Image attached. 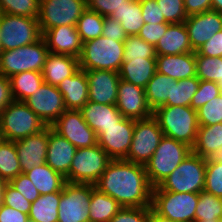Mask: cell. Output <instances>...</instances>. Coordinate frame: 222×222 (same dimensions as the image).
<instances>
[{
  "instance_id": "1",
  "label": "cell",
  "mask_w": 222,
  "mask_h": 222,
  "mask_svg": "<svg viewBox=\"0 0 222 222\" xmlns=\"http://www.w3.org/2000/svg\"><path fill=\"white\" fill-rule=\"evenodd\" d=\"M122 207H149L152 190L145 166L125 159L111 160L94 184Z\"/></svg>"
},
{
  "instance_id": "2",
  "label": "cell",
  "mask_w": 222,
  "mask_h": 222,
  "mask_svg": "<svg viewBox=\"0 0 222 222\" xmlns=\"http://www.w3.org/2000/svg\"><path fill=\"white\" fill-rule=\"evenodd\" d=\"M163 135L194 146L199 128L197 112L190 106L164 105L153 111Z\"/></svg>"
},
{
  "instance_id": "3",
  "label": "cell",
  "mask_w": 222,
  "mask_h": 222,
  "mask_svg": "<svg viewBox=\"0 0 222 222\" xmlns=\"http://www.w3.org/2000/svg\"><path fill=\"white\" fill-rule=\"evenodd\" d=\"M124 42L99 36L83 43L79 57V68L89 70H111L119 72L123 63Z\"/></svg>"
},
{
  "instance_id": "4",
  "label": "cell",
  "mask_w": 222,
  "mask_h": 222,
  "mask_svg": "<svg viewBox=\"0 0 222 222\" xmlns=\"http://www.w3.org/2000/svg\"><path fill=\"white\" fill-rule=\"evenodd\" d=\"M192 151L187 144L163 136L150 160L144 165L151 186L157 187Z\"/></svg>"
},
{
  "instance_id": "5",
  "label": "cell",
  "mask_w": 222,
  "mask_h": 222,
  "mask_svg": "<svg viewBox=\"0 0 222 222\" xmlns=\"http://www.w3.org/2000/svg\"><path fill=\"white\" fill-rule=\"evenodd\" d=\"M46 124L23 102L13 100L0 114L4 140L17 141L42 131Z\"/></svg>"
},
{
  "instance_id": "6",
  "label": "cell",
  "mask_w": 222,
  "mask_h": 222,
  "mask_svg": "<svg viewBox=\"0 0 222 222\" xmlns=\"http://www.w3.org/2000/svg\"><path fill=\"white\" fill-rule=\"evenodd\" d=\"M206 159L192 151L158 187L178 193H200L204 190Z\"/></svg>"
},
{
  "instance_id": "7",
  "label": "cell",
  "mask_w": 222,
  "mask_h": 222,
  "mask_svg": "<svg viewBox=\"0 0 222 222\" xmlns=\"http://www.w3.org/2000/svg\"><path fill=\"white\" fill-rule=\"evenodd\" d=\"M49 53L43 37L33 44L2 51L0 74L10 78L24 71L42 72Z\"/></svg>"
},
{
  "instance_id": "8",
  "label": "cell",
  "mask_w": 222,
  "mask_h": 222,
  "mask_svg": "<svg viewBox=\"0 0 222 222\" xmlns=\"http://www.w3.org/2000/svg\"><path fill=\"white\" fill-rule=\"evenodd\" d=\"M199 193H178L161 190L158 186L152 190V209L165 218L175 222H195V209Z\"/></svg>"
},
{
  "instance_id": "9",
  "label": "cell",
  "mask_w": 222,
  "mask_h": 222,
  "mask_svg": "<svg viewBox=\"0 0 222 222\" xmlns=\"http://www.w3.org/2000/svg\"><path fill=\"white\" fill-rule=\"evenodd\" d=\"M111 160L98 144L78 148L65 180L69 183L95 184Z\"/></svg>"
},
{
  "instance_id": "10",
  "label": "cell",
  "mask_w": 222,
  "mask_h": 222,
  "mask_svg": "<svg viewBox=\"0 0 222 222\" xmlns=\"http://www.w3.org/2000/svg\"><path fill=\"white\" fill-rule=\"evenodd\" d=\"M2 51L39 41L43 34L37 18L0 13Z\"/></svg>"
},
{
  "instance_id": "11",
  "label": "cell",
  "mask_w": 222,
  "mask_h": 222,
  "mask_svg": "<svg viewBox=\"0 0 222 222\" xmlns=\"http://www.w3.org/2000/svg\"><path fill=\"white\" fill-rule=\"evenodd\" d=\"M94 184L66 182L60 192L58 222H89V204Z\"/></svg>"
},
{
  "instance_id": "12",
  "label": "cell",
  "mask_w": 222,
  "mask_h": 222,
  "mask_svg": "<svg viewBox=\"0 0 222 222\" xmlns=\"http://www.w3.org/2000/svg\"><path fill=\"white\" fill-rule=\"evenodd\" d=\"M86 9L87 0H40L38 22L42 34L58 26H76Z\"/></svg>"
},
{
  "instance_id": "13",
  "label": "cell",
  "mask_w": 222,
  "mask_h": 222,
  "mask_svg": "<svg viewBox=\"0 0 222 222\" xmlns=\"http://www.w3.org/2000/svg\"><path fill=\"white\" fill-rule=\"evenodd\" d=\"M163 136L158 121L153 116L147 119H134L133 138L126 160L145 165Z\"/></svg>"
},
{
  "instance_id": "14",
  "label": "cell",
  "mask_w": 222,
  "mask_h": 222,
  "mask_svg": "<svg viewBox=\"0 0 222 222\" xmlns=\"http://www.w3.org/2000/svg\"><path fill=\"white\" fill-rule=\"evenodd\" d=\"M51 127L77 149L97 144L96 132L88 126L79 110H65Z\"/></svg>"
},
{
  "instance_id": "15",
  "label": "cell",
  "mask_w": 222,
  "mask_h": 222,
  "mask_svg": "<svg viewBox=\"0 0 222 222\" xmlns=\"http://www.w3.org/2000/svg\"><path fill=\"white\" fill-rule=\"evenodd\" d=\"M45 124L51 126L65 111L62 93L57 86L43 82L35 93L23 101Z\"/></svg>"
},
{
  "instance_id": "16",
  "label": "cell",
  "mask_w": 222,
  "mask_h": 222,
  "mask_svg": "<svg viewBox=\"0 0 222 222\" xmlns=\"http://www.w3.org/2000/svg\"><path fill=\"white\" fill-rule=\"evenodd\" d=\"M134 131V119L124 117L120 122L97 134V144L112 160L127 159Z\"/></svg>"
},
{
  "instance_id": "17",
  "label": "cell",
  "mask_w": 222,
  "mask_h": 222,
  "mask_svg": "<svg viewBox=\"0 0 222 222\" xmlns=\"http://www.w3.org/2000/svg\"><path fill=\"white\" fill-rule=\"evenodd\" d=\"M116 107L126 118L139 120L153 116L147 104L145 89L122 79L118 83Z\"/></svg>"
},
{
  "instance_id": "18",
  "label": "cell",
  "mask_w": 222,
  "mask_h": 222,
  "mask_svg": "<svg viewBox=\"0 0 222 222\" xmlns=\"http://www.w3.org/2000/svg\"><path fill=\"white\" fill-rule=\"evenodd\" d=\"M194 51L222 30V13L214 10L188 16L184 21Z\"/></svg>"
},
{
  "instance_id": "19",
  "label": "cell",
  "mask_w": 222,
  "mask_h": 222,
  "mask_svg": "<svg viewBox=\"0 0 222 222\" xmlns=\"http://www.w3.org/2000/svg\"><path fill=\"white\" fill-rule=\"evenodd\" d=\"M88 100L98 104H116L119 72L111 70L86 71Z\"/></svg>"
},
{
  "instance_id": "20",
  "label": "cell",
  "mask_w": 222,
  "mask_h": 222,
  "mask_svg": "<svg viewBox=\"0 0 222 222\" xmlns=\"http://www.w3.org/2000/svg\"><path fill=\"white\" fill-rule=\"evenodd\" d=\"M49 140V126L42 131L15 141L19 164L22 173L46 163V152Z\"/></svg>"
},
{
  "instance_id": "21",
  "label": "cell",
  "mask_w": 222,
  "mask_h": 222,
  "mask_svg": "<svg viewBox=\"0 0 222 222\" xmlns=\"http://www.w3.org/2000/svg\"><path fill=\"white\" fill-rule=\"evenodd\" d=\"M50 53L79 58L83 43L76 26L63 25L46 30L42 36Z\"/></svg>"
},
{
  "instance_id": "22",
  "label": "cell",
  "mask_w": 222,
  "mask_h": 222,
  "mask_svg": "<svg viewBox=\"0 0 222 222\" xmlns=\"http://www.w3.org/2000/svg\"><path fill=\"white\" fill-rule=\"evenodd\" d=\"M77 148L49 126L46 164L67 177Z\"/></svg>"
},
{
  "instance_id": "23",
  "label": "cell",
  "mask_w": 222,
  "mask_h": 222,
  "mask_svg": "<svg viewBox=\"0 0 222 222\" xmlns=\"http://www.w3.org/2000/svg\"><path fill=\"white\" fill-rule=\"evenodd\" d=\"M156 71L176 81L196 76L195 52L156 55Z\"/></svg>"
},
{
  "instance_id": "24",
  "label": "cell",
  "mask_w": 222,
  "mask_h": 222,
  "mask_svg": "<svg viewBox=\"0 0 222 222\" xmlns=\"http://www.w3.org/2000/svg\"><path fill=\"white\" fill-rule=\"evenodd\" d=\"M62 93L67 110H80L88 100V80L86 71L78 69L72 76L57 85Z\"/></svg>"
},
{
  "instance_id": "25",
  "label": "cell",
  "mask_w": 222,
  "mask_h": 222,
  "mask_svg": "<svg viewBox=\"0 0 222 222\" xmlns=\"http://www.w3.org/2000/svg\"><path fill=\"white\" fill-rule=\"evenodd\" d=\"M79 111L85 122L96 134L101 129L113 126L124 118L116 104H98L88 101Z\"/></svg>"
},
{
  "instance_id": "26",
  "label": "cell",
  "mask_w": 222,
  "mask_h": 222,
  "mask_svg": "<svg viewBox=\"0 0 222 222\" xmlns=\"http://www.w3.org/2000/svg\"><path fill=\"white\" fill-rule=\"evenodd\" d=\"M156 55H176L195 52L190 44L187 28L182 23H168L165 35L155 46Z\"/></svg>"
},
{
  "instance_id": "27",
  "label": "cell",
  "mask_w": 222,
  "mask_h": 222,
  "mask_svg": "<svg viewBox=\"0 0 222 222\" xmlns=\"http://www.w3.org/2000/svg\"><path fill=\"white\" fill-rule=\"evenodd\" d=\"M79 69V58L70 55L49 53L42 71L43 80L52 86L72 76Z\"/></svg>"
},
{
  "instance_id": "28",
  "label": "cell",
  "mask_w": 222,
  "mask_h": 222,
  "mask_svg": "<svg viewBox=\"0 0 222 222\" xmlns=\"http://www.w3.org/2000/svg\"><path fill=\"white\" fill-rule=\"evenodd\" d=\"M156 73V59L138 58L123 62L119 71L120 79L145 89Z\"/></svg>"
},
{
  "instance_id": "29",
  "label": "cell",
  "mask_w": 222,
  "mask_h": 222,
  "mask_svg": "<svg viewBox=\"0 0 222 222\" xmlns=\"http://www.w3.org/2000/svg\"><path fill=\"white\" fill-rule=\"evenodd\" d=\"M35 185L40 195L61 192L66 183L65 177L44 163L24 172Z\"/></svg>"
},
{
  "instance_id": "30",
  "label": "cell",
  "mask_w": 222,
  "mask_h": 222,
  "mask_svg": "<svg viewBox=\"0 0 222 222\" xmlns=\"http://www.w3.org/2000/svg\"><path fill=\"white\" fill-rule=\"evenodd\" d=\"M220 148H222V123L199 126L192 152L208 159Z\"/></svg>"
},
{
  "instance_id": "31",
  "label": "cell",
  "mask_w": 222,
  "mask_h": 222,
  "mask_svg": "<svg viewBox=\"0 0 222 222\" xmlns=\"http://www.w3.org/2000/svg\"><path fill=\"white\" fill-rule=\"evenodd\" d=\"M173 78L156 71L145 87L147 104L155 111L164 106L167 100H172Z\"/></svg>"
},
{
  "instance_id": "32",
  "label": "cell",
  "mask_w": 222,
  "mask_h": 222,
  "mask_svg": "<svg viewBox=\"0 0 222 222\" xmlns=\"http://www.w3.org/2000/svg\"><path fill=\"white\" fill-rule=\"evenodd\" d=\"M121 208L112 197L94 188L89 204V222H110Z\"/></svg>"
},
{
  "instance_id": "33",
  "label": "cell",
  "mask_w": 222,
  "mask_h": 222,
  "mask_svg": "<svg viewBox=\"0 0 222 222\" xmlns=\"http://www.w3.org/2000/svg\"><path fill=\"white\" fill-rule=\"evenodd\" d=\"M60 192L40 195L31 203L29 220L33 222H58Z\"/></svg>"
},
{
  "instance_id": "34",
  "label": "cell",
  "mask_w": 222,
  "mask_h": 222,
  "mask_svg": "<svg viewBox=\"0 0 222 222\" xmlns=\"http://www.w3.org/2000/svg\"><path fill=\"white\" fill-rule=\"evenodd\" d=\"M13 100L24 101L44 82L42 72L24 71L10 77Z\"/></svg>"
},
{
  "instance_id": "35",
  "label": "cell",
  "mask_w": 222,
  "mask_h": 222,
  "mask_svg": "<svg viewBox=\"0 0 222 222\" xmlns=\"http://www.w3.org/2000/svg\"><path fill=\"white\" fill-rule=\"evenodd\" d=\"M111 17L122 24L127 36L138 35L144 24L140 0H131L129 4L115 10Z\"/></svg>"
},
{
  "instance_id": "36",
  "label": "cell",
  "mask_w": 222,
  "mask_h": 222,
  "mask_svg": "<svg viewBox=\"0 0 222 222\" xmlns=\"http://www.w3.org/2000/svg\"><path fill=\"white\" fill-rule=\"evenodd\" d=\"M22 173L15 141L0 140V179L9 183Z\"/></svg>"
},
{
  "instance_id": "37",
  "label": "cell",
  "mask_w": 222,
  "mask_h": 222,
  "mask_svg": "<svg viewBox=\"0 0 222 222\" xmlns=\"http://www.w3.org/2000/svg\"><path fill=\"white\" fill-rule=\"evenodd\" d=\"M104 16L86 9L77 21L76 29L82 43L102 36Z\"/></svg>"
},
{
  "instance_id": "38",
  "label": "cell",
  "mask_w": 222,
  "mask_h": 222,
  "mask_svg": "<svg viewBox=\"0 0 222 222\" xmlns=\"http://www.w3.org/2000/svg\"><path fill=\"white\" fill-rule=\"evenodd\" d=\"M200 80L196 77L173 80L172 100H167L168 106H190L192 97L198 90Z\"/></svg>"
},
{
  "instance_id": "39",
  "label": "cell",
  "mask_w": 222,
  "mask_h": 222,
  "mask_svg": "<svg viewBox=\"0 0 222 222\" xmlns=\"http://www.w3.org/2000/svg\"><path fill=\"white\" fill-rule=\"evenodd\" d=\"M222 214V198L206 191L199 193L198 204L195 209V221L220 219Z\"/></svg>"
},
{
  "instance_id": "40",
  "label": "cell",
  "mask_w": 222,
  "mask_h": 222,
  "mask_svg": "<svg viewBox=\"0 0 222 222\" xmlns=\"http://www.w3.org/2000/svg\"><path fill=\"white\" fill-rule=\"evenodd\" d=\"M196 77L199 80L219 83L222 79V57L199 55L195 51Z\"/></svg>"
},
{
  "instance_id": "41",
  "label": "cell",
  "mask_w": 222,
  "mask_h": 222,
  "mask_svg": "<svg viewBox=\"0 0 222 222\" xmlns=\"http://www.w3.org/2000/svg\"><path fill=\"white\" fill-rule=\"evenodd\" d=\"M156 59L155 47L138 35L128 36L124 40V57L123 62H129L134 59Z\"/></svg>"
},
{
  "instance_id": "42",
  "label": "cell",
  "mask_w": 222,
  "mask_h": 222,
  "mask_svg": "<svg viewBox=\"0 0 222 222\" xmlns=\"http://www.w3.org/2000/svg\"><path fill=\"white\" fill-rule=\"evenodd\" d=\"M40 0H0V13L39 17Z\"/></svg>"
},
{
  "instance_id": "43",
  "label": "cell",
  "mask_w": 222,
  "mask_h": 222,
  "mask_svg": "<svg viewBox=\"0 0 222 222\" xmlns=\"http://www.w3.org/2000/svg\"><path fill=\"white\" fill-rule=\"evenodd\" d=\"M199 126L222 123V93L196 110Z\"/></svg>"
},
{
  "instance_id": "44",
  "label": "cell",
  "mask_w": 222,
  "mask_h": 222,
  "mask_svg": "<svg viewBox=\"0 0 222 222\" xmlns=\"http://www.w3.org/2000/svg\"><path fill=\"white\" fill-rule=\"evenodd\" d=\"M204 191L222 198V161L206 159Z\"/></svg>"
},
{
  "instance_id": "45",
  "label": "cell",
  "mask_w": 222,
  "mask_h": 222,
  "mask_svg": "<svg viewBox=\"0 0 222 222\" xmlns=\"http://www.w3.org/2000/svg\"><path fill=\"white\" fill-rule=\"evenodd\" d=\"M166 23H182L187 19L184 0H156Z\"/></svg>"
},
{
  "instance_id": "46",
  "label": "cell",
  "mask_w": 222,
  "mask_h": 222,
  "mask_svg": "<svg viewBox=\"0 0 222 222\" xmlns=\"http://www.w3.org/2000/svg\"><path fill=\"white\" fill-rule=\"evenodd\" d=\"M2 204L17 209L22 213L29 214L31 202L9 183H4L1 195Z\"/></svg>"
},
{
  "instance_id": "47",
  "label": "cell",
  "mask_w": 222,
  "mask_h": 222,
  "mask_svg": "<svg viewBox=\"0 0 222 222\" xmlns=\"http://www.w3.org/2000/svg\"><path fill=\"white\" fill-rule=\"evenodd\" d=\"M221 93L220 86L216 82L200 80V85L192 97L190 107L194 110L199 109L211 99Z\"/></svg>"
},
{
  "instance_id": "48",
  "label": "cell",
  "mask_w": 222,
  "mask_h": 222,
  "mask_svg": "<svg viewBox=\"0 0 222 222\" xmlns=\"http://www.w3.org/2000/svg\"><path fill=\"white\" fill-rule=\"evenodd\" d=\"M152 207H122L110 222H148Z\"/></svg>"
},
{
  "instance_id": "49",
  "label": "cell",
  "mask_w": 222,
  "mask_h": 222,
  "mask_svg": "<svg viewBox=\"0 0 222 222\" xmlns=\"http://www.w3.org/2000/svg\"><path fill=\"white\" fill-rule=\"evenodd\" d=\"M131 0H87V9L101 16H111L115 10L129 4Z\"/></svg>"
},
{
  "instance_id": "50",
  "label": "cell",
  "mask_w": 222,
  "mask_h": 222,
  "mask_svg": "<svg viewBox=\"0 0 222 222\" xmlns=\"http://www.w3.org/2000/svg\"><path fill=\"white\" fill-rule=\"evenodd\" d=\"M17 191H19L29 202L33 203L40 193L25 173H20L9 182Z\"/></svg>"
},
{
  "instance_id": "51",
  "label": "cell",
  "mask_w": 222,
  "mask_h": 222,
  "mask_svg": "<svg viewBox=\"0 0 222 222\" xmlns=\"http://www.w3.org/2000/svg\"><path fill=\"white\" fill-rule=\"evenodd\" d=\"M168 23L147 24L144 23L138 36L154 47L158 41L165 35Z\"/></svg>"
},
{
  "instance_id": "52",
  "label": "cell",
  "mask_w": 222,
  "mask_h": 222,
  "mask_svg": "<svg viewBox=\"0 0 222 222\" xmlns=\"http://www.w3.org/2000/svg\"><path fill=\"white\" fill-rule=\"evenodd\" d=\"M142 17L144 23L159 24L166 23L163 14H161L160 7L156 0H140Z\"/></svg>"
},
{
  "instance_id": "53",
  "label": "cell",
  "mask_w": 222,
  "mask_h": 222,
  "mask_svg": "<svg viewBox=\"0 0 222 222\" xmlns=\"http://www.w3.org/2000/svg\"><path fill=\"white\" fill-rule=\"evenodd\" d=\"M102 36L119 42H124L128 37L122 24L111 16H106L104 19Z\"/></svg>"
},
{
  "instance_id": "54",
  "label": "cell",
  "mask_w": 222,
  "mask_h": 222,
  "mask_svg": "<svg viewBox=\"0 0 222 222\" xmlns=\"http://www.w3.org/2000/svg\"><path fill=\"white\" fill-rule=\"evenodd\" d=\"M196 52L203 56L222 57V30L213 35Z\"/></svg>"
},
{
  "instance_id": "55",
  "label": "cell",
  "mask_w": 222,
  "mask_h": 222,
  "mask_svg": "<svg viewBox=\"0 0 222 222\" xmlns=\"http://www.w3.org/2000/svg\"><path fill=\"white\" fill-rule=\"evenodd\" d=\"M28 214L22 213L17 209L8 207L1 203L0 222H28Z\"/></svg>"
},
{
  "instance_id": "56",
  "label": "cell",
  "mask_w": 222,
  "mask_h": 222,
  "mask_svg": "<svg viewBox=\"0 0 222 222\" xmlns=\"http://www.w3.org/2000/svg\"><path fill=\"white\" fill-rule=\"evenodd\" d=\"M187 16L212 10V0H184Z\"/></svg>"
},
{
  "instance_id": "57",
  "label": "cell",
  "mask_w": 222,
  "mask_h": 222,
  "mask_svg": "<svg viewBox=\"0 0 222 222\" xmlns=\"http://www.w3.org/2000/svg\"><path fill=\"white\" fill-rule=\"evenodd\" d=\"M12 101L10 78L0 74V114Z\"/></svg>"
},
{
  "instance_id": "58",
  "label": "cell",
  "mask_w": 222,
  "mask_h": 222,
  "mask_svg": "<svg viewBox=\"0 0 222 222\" xmlns=\"http://www.w3.org/2000/svg\"><path fill=\"white\" fill-rule=\"evenodd\" d=\"M148 222H175V221H172L171 219L160 216L151 208L150 214L148 217Z\"/></svg>"
},
{
  "instance_id": "59",
  "label": "cell",
  "mask_w": 222,
  "mask_h": 222,
  "mask_svg": "<svg viewBox=\"0 0 222 222\" xmlns=\"http://www.w3.org/2000/svg\"><path fill=\"white\" fill-rule=\"evenodd\" d=\"M212 10L222 13V0H212Z\"/></svg>"
},
{
  "instance_id": "60",
  "label": "cell",
  "mask_w": 222,
  "mask_h": 222,
  "mask_svg": "<svg viewBox=\"0 0 222 222\" xmlns=\"http://www.w3.org/2000/svg\"><path fill=\"white\" fill-rule=\"evenodd\" d=\"M211 159L216 162L222 161V148H220L215 154L211 156Z\"/></svg>"
},
{
  "instance_id": "61",
  "label": "cell",
  "mask_w": 222,
  "mask_h": 222,
  "mask_svg": "<svg viewBox=\"0 0 222 222\" xmlns=\"http://www.w3.org/2000/svg\"><path fill=\"white\" fill-rule=\"evenodd\" d=\"M4 181H2L1 179H0V205H1V195H2V188H3V185H4Z\"/></svg>"
},
{
  "instance_id": "62",
  "label": "cell",
  "mask_w": 222,
  "mask_h": 222,
  "mask_svg": "<svg viewBox=\"0 0 222 222\" xmlns=\"http://www.w3.org/2000/svg\"><path fill=\"white\" fill-rule=\"evenodd\" d=\"M195 222H221L220 219H217V220H208V221H195Z\"/></svg>"
},
{
  "instance_id": "63",
  "label": "cell",
  "mask_w": 222,
  "mask_h": 222,
  "mask_svg": "<svg viewBox=\"0 0 222 222\" xmlns=\"http://www.w3.org/2000/svg\"><path fill=\"white\" fill-rule=\"evenodd\" d=\"M0 36H1V27H0ZM2 52L1 38H0V54Z\"/></svg>"
},
{
  "instance_id": "64",
  "label": "cell",
  "mask_w": 222,
  "mask_h": 222,
  "mask_svg": "<svg viewBox=\"0 0 222 222\" xmlns=\"http://www.w3.org/2000/svg\"><path fill=\"white\" fill-rule=\"evenodd\" d=\"M218 85L220 86V90H221V93H222V79L219 81Z\"/></svg>"
}]
</instances>
